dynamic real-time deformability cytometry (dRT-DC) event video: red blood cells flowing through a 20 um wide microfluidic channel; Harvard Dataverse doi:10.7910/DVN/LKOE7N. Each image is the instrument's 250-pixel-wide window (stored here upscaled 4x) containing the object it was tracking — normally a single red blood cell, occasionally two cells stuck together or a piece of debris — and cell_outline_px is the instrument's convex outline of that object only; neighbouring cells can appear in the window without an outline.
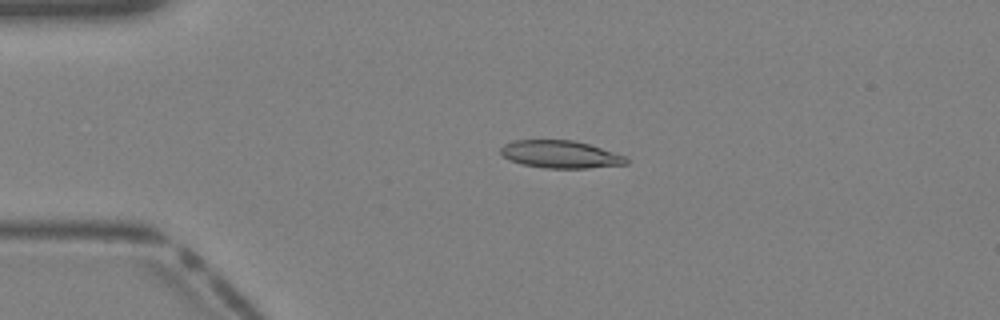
{"species": "Egyptian fruit bat (a non-hibernating species)", "species_latin": "Rousettus aegyptiacus", "temperature_condition": "warm", "stored_images_in_passage": 39, "camera_frame_rate_fps": 3000, "um_per_image_px": 0.085, "animal": {"sex": "female"}, "frame": {"image": 1, "passage_image": 9, "time_ms": 2.667, "image_size_px": [1000, 320], "cell_outline_px": [[628, 164], [588, 168], [544, 168], [520, 164], [508, 160], [500, 152], [500, 148], [504, 144], [512, 140], [572, 140], [588, 144], [624, 156], [628, 160]], "centroid_in_image_um": [47.58, 13.12], "position_along_channel_um": 37.4, "area_um2": 20.11}}
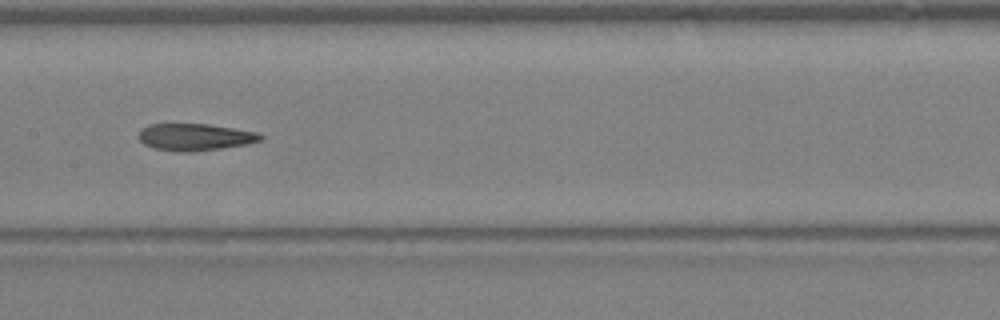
{"frame": {"image": 2, "passage_image": 20, "time_ms": 6.333, "image_size_px": [1000, 320], "cell_outline_px": [[264, 140], [244, 144], [220, 148], [192, 152], [176, 152], [152, 148], [144, 144], [140, 140], [140, 128], [148, 124], [208, 124], [260, 132], [264, 136]], "centroid_in_image_um": [16.58, 11.65], "position_along_channel_um": 190.8, "area_um2": 19.31}}
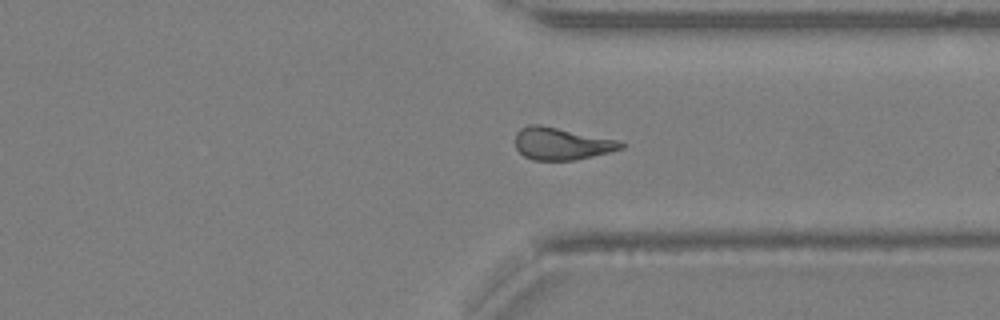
{"frame": {"image": 3, "passage_image": 30, "time_ms": 9.667, "image_size_px": [1000, 320], "cell_outline_px": [[624, 148], [576, 160], [532, 160], [524, 156], [516, 148], [516, 132], [520, 128], [528, 124], [540, 124], [620, 140], [624, 144]], "centroid_in_image_um": [47.72, 12.2], "position_along_channel_um": 363.7, "area_um2": 20.0}}